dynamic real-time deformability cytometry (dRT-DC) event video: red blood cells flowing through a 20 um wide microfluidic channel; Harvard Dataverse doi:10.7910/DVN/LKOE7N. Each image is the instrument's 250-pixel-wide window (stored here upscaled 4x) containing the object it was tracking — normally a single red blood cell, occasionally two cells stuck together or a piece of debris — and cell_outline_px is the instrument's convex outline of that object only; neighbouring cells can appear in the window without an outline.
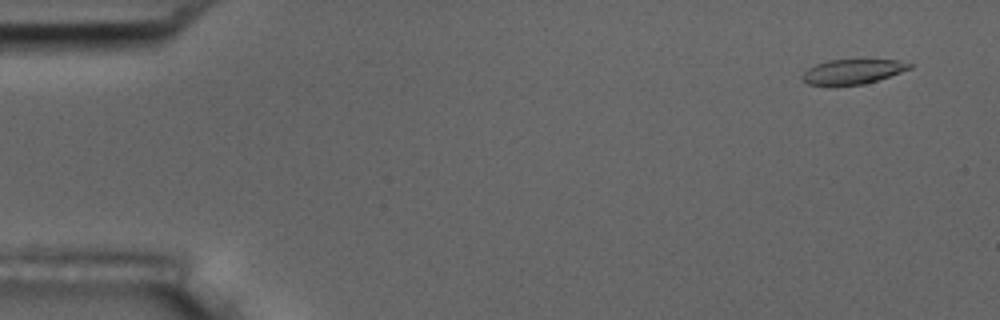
{"species": "common noctule bat (a hibernating species)", "species_latin": "Nyctalus noctula", "temperature_condition": "room temperature", "stored_images_in_passage": 10, "camera_frame_rate_fps": 3000, "um_per_image_px": 0.085, "animal": {"sex": "male", "body_mass_g": 17.5, "forearm_length_mm": 52.3}, "frame": {"image": 1, "passage_image": 1, "time_ms": 0.0, "image_size_px": [1000, 320], "cell_outline_px": [[912, 68], [864, 84], [808, 84], [800, 76], [808, 68], [816, 64], [828, 60], [896, 60], [912, 64]], "centroid_in_image_um": [72.46, 6.07], "position_along_channel_um": 12.5, "area_um2": 14.97}}
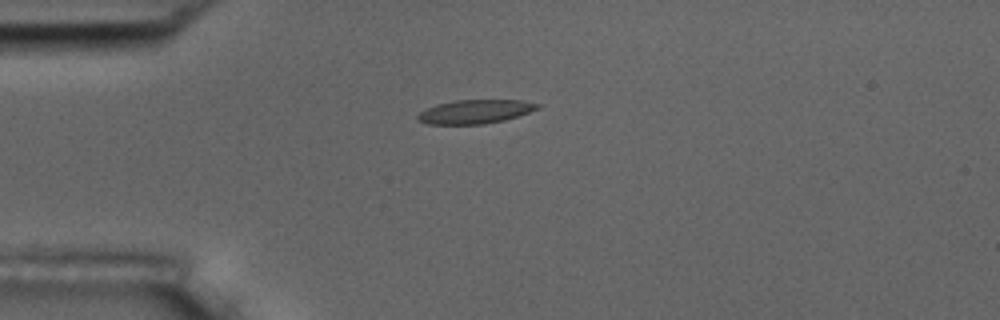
{"frame": {"image": 2, "passage_image": 4, "time_ms": 3.667, "image_size_px": [1000, 320], "cell_outline_px": [[540, 108], [504, 120], [484, 124], [428, 124], [416, 120], [416, 116], [420, 112], [436, 104], [456, 100], [524, 100], [540, 104]], "centroid_in_image_um": [40.37, 9.48], "position_along_channel_um": 44.6, "area_um2": 16.59}}